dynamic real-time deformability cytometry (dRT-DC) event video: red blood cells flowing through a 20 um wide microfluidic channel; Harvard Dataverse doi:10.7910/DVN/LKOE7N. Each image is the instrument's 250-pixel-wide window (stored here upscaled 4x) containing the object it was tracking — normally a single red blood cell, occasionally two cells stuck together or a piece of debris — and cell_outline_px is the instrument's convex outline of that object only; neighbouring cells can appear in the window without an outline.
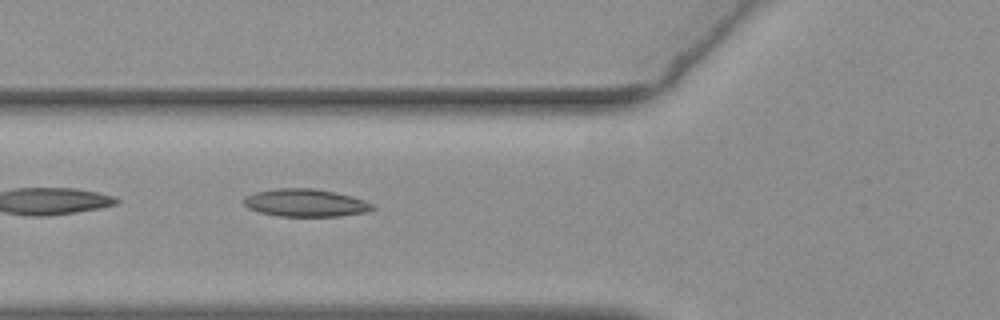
{"species": "common noctule bat (a hibernating species)", "species_latin": "Nyctalus noctula", "temperature_condition": "warm", "stored_images_in_passage": 37, "camera_frame_rate_fps": 3000, "um_per_image_px": 0.085, "animal": {"sex": "female", "body_mass_g": 19.3, "forearm_length_mm": 54.1}, "frame": {"image": 1, "passage_image": 3, "time_ms": 0.667, "image_size_px": [1000, 320], "cell_outline_px": [[376, 208], [368, 212], [340, 216], [276, 216], [260, 212], [248, 208], [240, 200], [244, 196], [256, 192], [276, 188], [312, 188], [352, 196], [364, 200], [372, 204]], "centroid_in_image_um": [25.94, 17.24], "position_along_channel_um": 99.9, "area_um2": 20.87}}
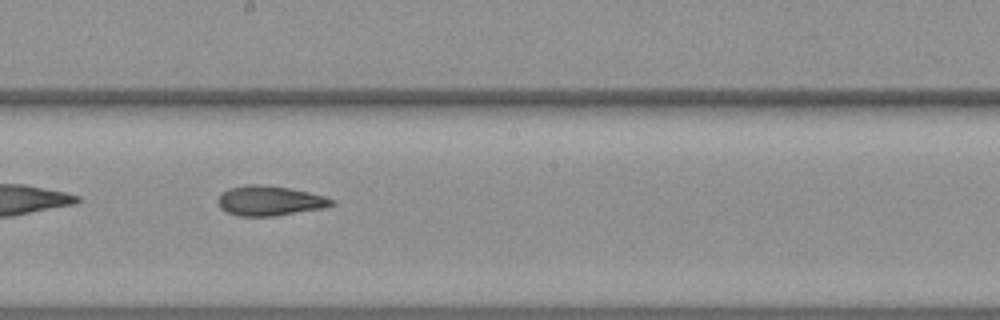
{"frame": {"image": 2, "passage_image": 13, "time_ms": 4.0, "image_size_px": [1000, 320], "cell_outline_px": [[336, 204], [324, 208], [276, 216], [240, 216], [228, 212], [220, 208], [216, 200], [224, 192], [232, 188], [248, 184], [260, 184], [288, 188], [308, 192], [324, 196], [332, 200]], "centroid_in_image_um": [22.93, 17.07], "position_along_channel_um": 225.3, "area_um2": 19.59}}
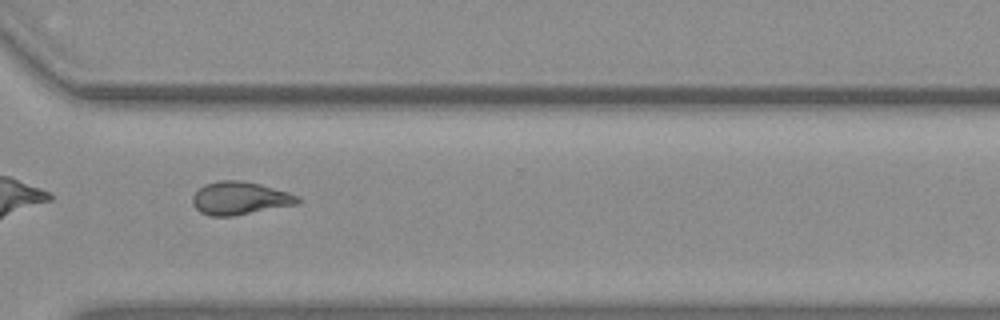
{"frame": {"image": 3, "passage_image": 23, "time_ms": 7.333, "image_size_px": [1000, 320], "cell_outline_px": [[300, 200], [296, 204], [232, 216], [212, 216], [200, 212], [192, 204], [192, 196], [204, 184], [220, 180], [244, 180], [260, 184], [288, 192], [300, 196]], "centroid_in_image_um": [20.37, 16.84], "position_along_channel_um": 350.2, "area_um2": 20.11}}